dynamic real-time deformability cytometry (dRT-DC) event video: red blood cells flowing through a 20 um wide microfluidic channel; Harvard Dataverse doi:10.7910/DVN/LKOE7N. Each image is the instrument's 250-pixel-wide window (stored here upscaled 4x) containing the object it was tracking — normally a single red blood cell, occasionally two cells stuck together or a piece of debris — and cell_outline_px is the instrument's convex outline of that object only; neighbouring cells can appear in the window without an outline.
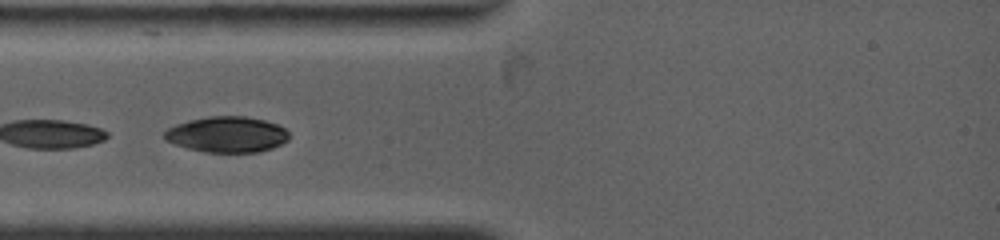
{"species": "common noctule bat (a hibernating species)", "species_latin": "Nyctalus noctula", "temperature_condition": "warm", "stored_images_in_passage": 2, "camera_frame_rate_fps": 4500, "um_per_image_px": 0.085, "animal": {"sex": "female", "body_mass_g": 19.0, "forearm_length_mm": 53.3}, "frame": {"image": 1, "passage_image": 1, "time_ms": 0.0, "image_size_px": [1000, 240], "cell_outline_px": [[288, 140], [272, 148], [260, 152], [204, 152], [188, 148], [164, 140], [164, 132], [168, 128], [176, 124], [188, 120], [208, 116], [244, 116], [264, 120], [276, 124], [284, 128], [288, 132]], "centroid_in_image_um": [19.28, 11.42], "position_along_channel_um": 65.7, "area_um2": 25.95}}